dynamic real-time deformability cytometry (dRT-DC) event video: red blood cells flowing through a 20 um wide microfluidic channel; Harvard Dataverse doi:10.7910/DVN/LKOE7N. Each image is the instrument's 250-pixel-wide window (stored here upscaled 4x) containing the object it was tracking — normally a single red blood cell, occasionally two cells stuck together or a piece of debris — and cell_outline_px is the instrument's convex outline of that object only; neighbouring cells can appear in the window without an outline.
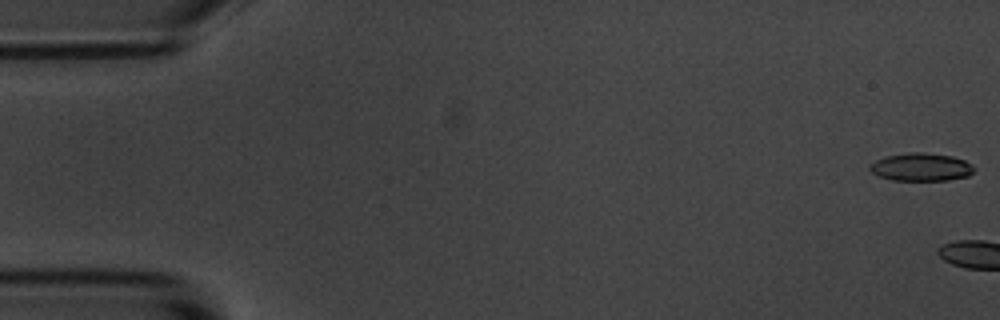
{"species": "common noctule bat (a hibernating species)", "species_latin": "Nyctalus noctula", "temperature_condition": "room temperature", "stored_images_in_passage": 6, "camera_frame_rate_fps": 3000, "um_per_image_px": 0.085, "animal": {"sex": "male", "body_mass_g": 20.1, "forearm_length_mm": 53.5}, "frame": {"image": 1, "passage_image": 1, "time_ms": 0.0, "image_size_px": [1000, 320], "cell_outline_px": [[976, 168], [968, 176], [948, 180], [892, 180], [880, 176], [872, 172], [868, 168], [868, 164], [884, 156], [908, 152], [924, 152], [952, 156], [964, 160], [972, 164]], "centroid_in_image_um": [78.28, 14.19], "position_along_channel_um": 6.7, "area_um2": 17.11}}
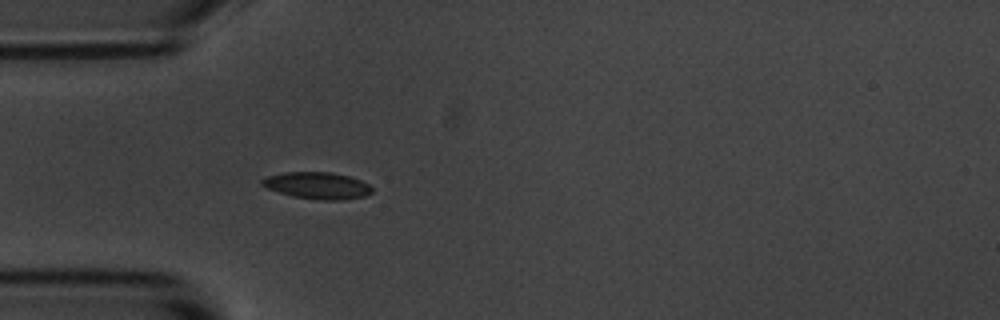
{"frame": {"image": 2, "passage_image": 6, "time_ms": 6.0, "image_size_px": [1000, 320], "cell_outline_px": [[372, 192], [364, 196], [344, 200], [320, 200], [292, 196], [268, 188], [260, 184], [260, 180], [268, 176], [284, 172], [328, 172], [348, 176], [360, 180], [368, 184], [372, 188]], "centroid_in_image_um": [26.97, 15.77], "position_along_channel_um": 58.0, "area_um2": 17.05}}